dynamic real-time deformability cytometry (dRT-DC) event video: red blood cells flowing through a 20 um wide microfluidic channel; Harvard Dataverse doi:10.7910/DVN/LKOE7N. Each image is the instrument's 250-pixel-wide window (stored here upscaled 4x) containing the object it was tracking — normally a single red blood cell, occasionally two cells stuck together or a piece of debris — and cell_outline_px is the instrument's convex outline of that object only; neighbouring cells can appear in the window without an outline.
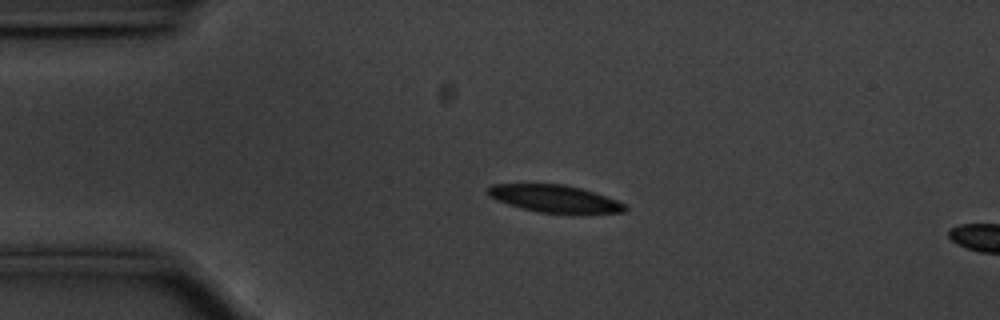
{"species": "common noctule bat (a hibernating species)", "species_latin": "Nyctalus noctula", "temperature_condition": "cold", "stored_images_in_passage": 8, "camera_frame_rate_fps": 3000, "um_per_image_px": 0.085, "animal": {"sex": "male", "body_mass_g": 20.1, "forearm_length_mm": 53.5}, "frame": {"image": 1, "passage_image": 4, "time_ms": 1.0, "image_size_px": [1000, 320], "cell_outline_px": [[628, 208], [624, 212], [540, 212], [520, 208], [496, 200], [488, 196], [484, 192], [492, 184], [564, 184], [580, 188], [616, 200], [624, 204]], "centroid_in_image_um": [47.04, 16.86], "position_along_channel_um": 38.0, "area_um2": 21.33}}